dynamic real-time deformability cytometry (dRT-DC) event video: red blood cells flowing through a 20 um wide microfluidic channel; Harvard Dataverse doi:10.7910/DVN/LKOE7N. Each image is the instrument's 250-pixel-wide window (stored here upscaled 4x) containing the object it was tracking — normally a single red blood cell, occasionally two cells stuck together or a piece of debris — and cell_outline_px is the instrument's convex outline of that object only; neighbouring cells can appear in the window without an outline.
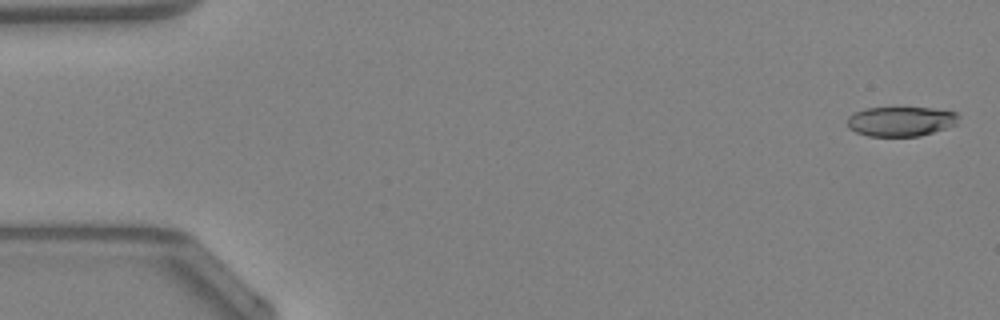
{"species": "Egyptian fruit bat (a non-hibernating species)", "species_latin": "Rousettus aegyptiacus", "temperature_condition": "warm", "stored_images_in_passage": 47, "camera_frame_rate_fps": 3000, "um_per_image_px": 0.085, "animal": {"sex": "female"}, "frame": {"image": 1, "passage_image": 1, "time_ms": 0.0, "image_size_px": [1000, 320], "cell_outline_px": [[960, 116], [956, 124], [920, 136], [868, 136], [856, 132], [848, 128], [848, 116], [864, 108], [932, 108], [956, 112]], "centroid_in_image_um": [76.56, 10.31], "position_along_channel_um": 8.4, "area_um2": 19.13}}
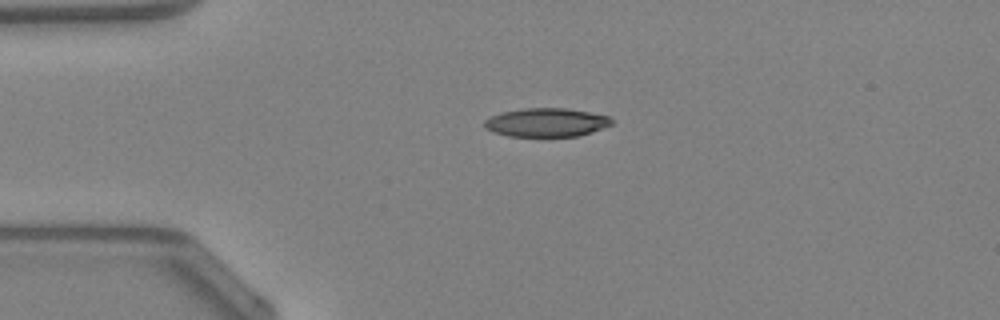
{"frame": {"image": 2, "passage_image": 11, "time_ms": 3.333, "image_size_px": [1000, 320], "cell_outline_px": [[612, 124], [592, 132], [576, 136], [508, 136], [492, 132], [484, 128], [484, 120], [500, 112], [524, 108], [568, 108], [608, 116], [612, 120]], "centroid_in_image_um": [46.4, 10.4], "position_along_channel_um": 38.6, "area_um2": 21.21}}
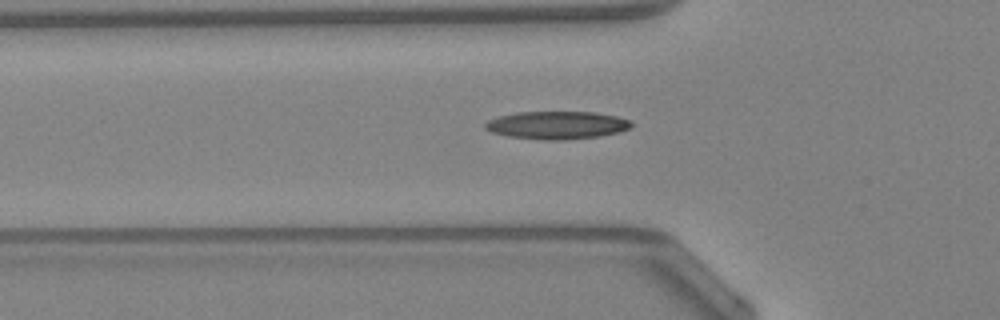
{"frame": {"image": 3, "passage_image": 16, "time_ms": 5.0, "image_size_px": [1000, 320], "cell_outline_px": [[632, 124], [628, 128], [616, 132], [600, 136], [564, 140], [540, 140], [508, 136], [492, 132], [484, 128], [484, 124], [488, 120], [500, 116], [516, 112], [596, 112], [616, 116], [628, 120]], "centroid_in_image_um": [47.29, 10.64], "position_along_channel_um": 78.5, "area_um2": 23.58}, "authors_computed_cell_mechanics": {"area_um2": 21.5594, "velocity_mm_per_s": 4.3229, "shape_relaxation_time_tau1_ms": 11.2736, "shape_relaxation_time_tau2_ms": 7.8551, "deformation_change_tau1": 0.246, "deformation_change_tau2": 0.1996}}